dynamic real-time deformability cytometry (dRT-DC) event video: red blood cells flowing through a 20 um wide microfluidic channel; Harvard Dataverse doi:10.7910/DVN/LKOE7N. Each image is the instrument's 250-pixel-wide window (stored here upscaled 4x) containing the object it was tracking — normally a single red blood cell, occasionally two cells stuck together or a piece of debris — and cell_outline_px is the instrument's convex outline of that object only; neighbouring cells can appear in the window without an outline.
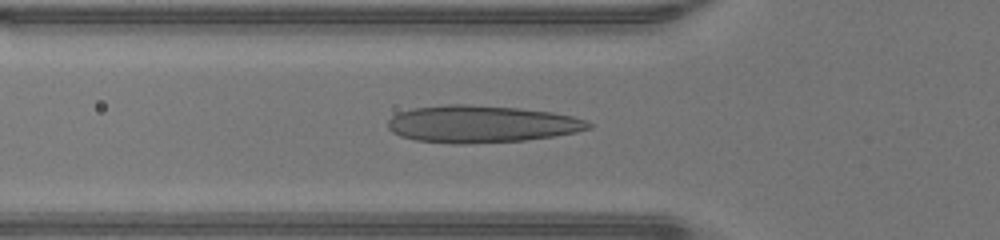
{"species": "human", "species_latin": "Homo sapiens", "temperature_condition": "warm", "stored_images_in_passage": 33, "camera_frame_rate_fps": 3000, "um_per_image_px": 0.085, "donor": {"sex": "male"}, "frame": {"image": 1, "passage_image": 7, "time_ms": 2.0, "image_size_px": [1000, 240], "cell_outline_px": [[592, 128], [576, 132], [552, 136], [524, 140], [464, 144], [452, 144], [416, 140], [400, 136], [392, 132], [388, 128], [388, 120], [392, 116], [400, 112], [412, 108], [448, 104], [468, 104], [520, 108], [552, 112], [572, 116], [588, 120], [592, 124]], "centroid_in_image_um": [40.92, 10.54], "position_along_channel_um": 84.9, "area_um2": 43.58}}
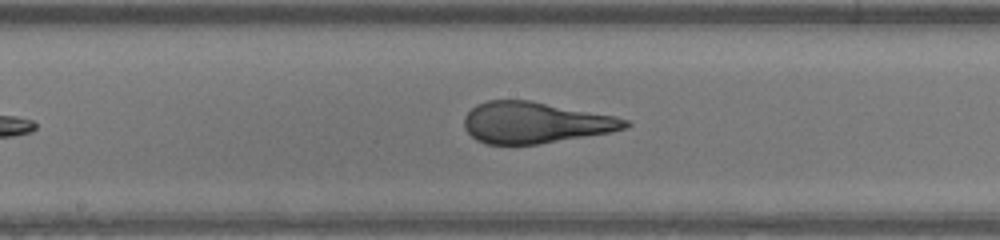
{"frame": {"image": 2, "passage_image": 15, "time_ms": 4.667, "image_size_px": [1000, 240], "cell_outline_px": [[632, 124], [628, 128], [608, 132], [540, 144], [484, 144], [476, 140], [464, 128], [464, 116], [476, 104], [488, 100], [532, 100], [616, 116], [628, 120]], "centroid_in_image_um": [45.48, 10.41], "position_along_channel_um": 202.7, "area_um2": 38.84}}
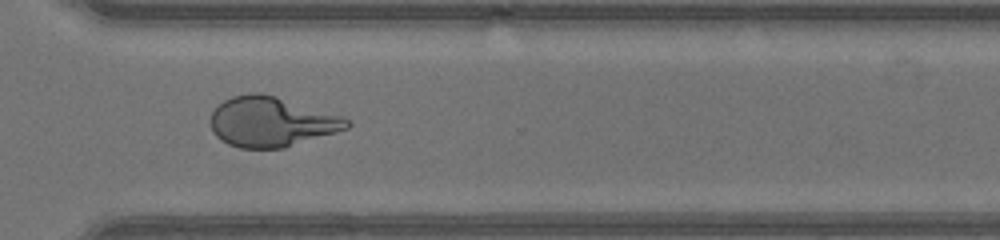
{"frame": {"image": 3, "passage_image": 25, "time_ms": 8.0, "image_size_px": [1000, 240], "cell_outline_px": [[352, 124], [348, 128], [336, 132], [284, 148], [240, 148], [228, 144], [220, 140], [212, 132], [208, 120], [212, 112], [224, 100], [232, 96], [252, 92], [260, 92], [276, 96], [344, 116]], "centroid_in_image_um": [23.04, 10.35], "position_along_channel_um": 347.6, "area_um2": 39.94}, "authors_computed_cell_mechanics": {"area_um2": 39.9976, "velocity_mm_per_s": 4.3546, "shape_relaxation_time_tau1_ms": 8.3182, "shape_relaxation_time_tau2_ms": null, "deformation_change_tau1": 0.3667, "deformation_change_tau2": null}}